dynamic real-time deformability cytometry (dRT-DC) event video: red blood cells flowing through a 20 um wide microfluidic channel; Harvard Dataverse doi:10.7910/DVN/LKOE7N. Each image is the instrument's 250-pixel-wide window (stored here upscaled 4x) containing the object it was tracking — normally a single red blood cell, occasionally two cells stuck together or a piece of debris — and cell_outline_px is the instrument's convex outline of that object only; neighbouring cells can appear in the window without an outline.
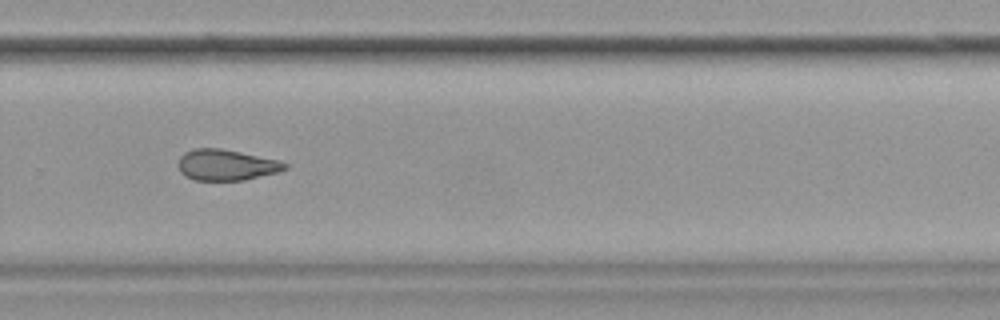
{"species": "common noctule bat (a hibernating species)", "species_latin": "Nyctalus noctula", "temperature_condition": "cold", "stored_images_in_passage": 40, "camera_frame_rate_fps": 3000, "um_per_image_px": 0.085, "animal": {"sex": "female", "body_mass_g": 19.9}, "frame": {"image": 1, "passage_image": 23, "time_ms": 7.333, "image_size_px": [1000, 320], "cell_outline_px": [[288, 168], [276, 172], [244, 180], [192, 180], [184, 176], [180, 172], [176, 164], [180, 156], [184, 152], [192, 148], [220, 148], [240, 152], [276, 160], [288, 164]], "centroid_in_image_um": [19.14, 14.02], "position_along_channel_um": 310.7, "area_um2": 19.25}}
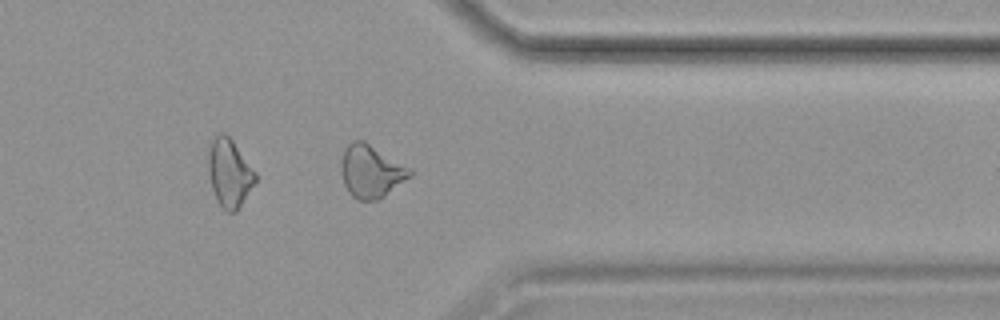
{"frame": {"image": 2, "passage_image": 29, "time_ms": 9.333, "image_size_px": [1000, 320], "cell_outline_px": [[412, 176], [376, 200], [356, 200], [348, 192], [344, 184], [340, 168], [340, 160], [344, 148], [352, 140], [364, 140], [412, 168]], "centroid_in_image_um": [31.52, 14.53], "position_along_channel_um": 379.9, "area_um2": 21.33}}
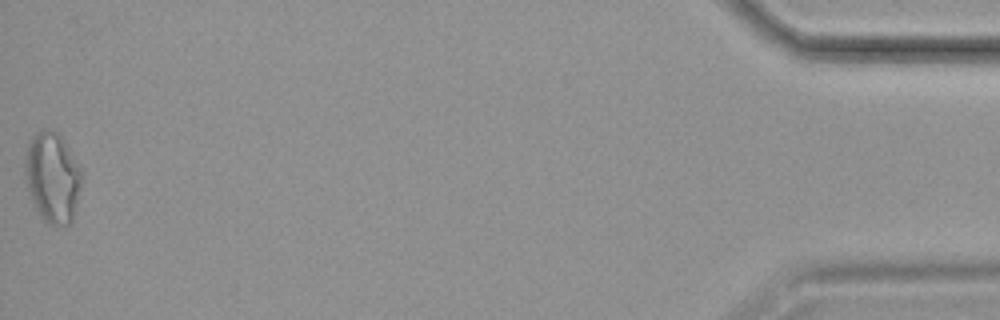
{"frame": {"image": 3, "passage_image": 40, "time_ms": 13.0, "image_size_px": [1000, 320], "cell_outline_px": [[80, 184], [72, 220], [68, 224], [48, 224], [40, 216], [32, 204], [28, 192], [24, 172], [24, 164], [28, 144], [36, 132], [44, 128], [48, 128], [56, 132], [64, 140], [80, 168]], "centroid_in_image_um": [4.41, 15.06], "position_along_channel_um": 430.8, "area_um2": 29.48}}